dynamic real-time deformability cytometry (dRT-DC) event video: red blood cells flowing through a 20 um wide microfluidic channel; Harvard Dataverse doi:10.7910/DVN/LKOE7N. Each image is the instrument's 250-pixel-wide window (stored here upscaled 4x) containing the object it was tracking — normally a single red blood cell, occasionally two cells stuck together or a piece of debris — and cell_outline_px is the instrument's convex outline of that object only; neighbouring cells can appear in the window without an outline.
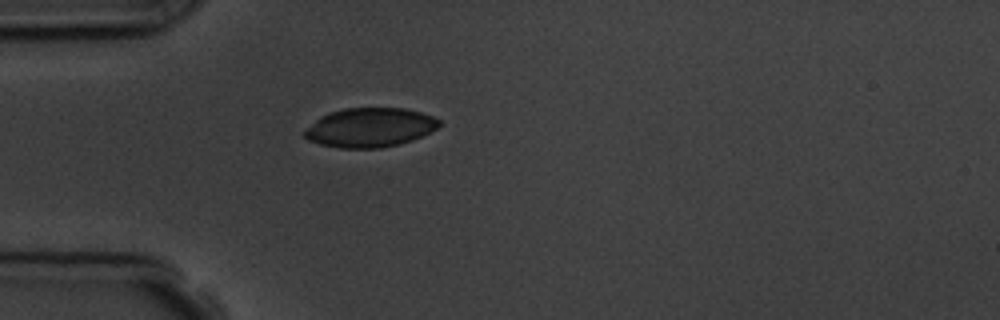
{"species": "common noctule bat (a hibernating species)", "species_latin": "Nyctalus noctula", "temperature_condition": "room temperature", "stored_images_in_passage": 1, "camera_frame_rate_fps": 3000, "um_per_image_px": 0.085, "animal": {"sex": "male", "body_mass_g": 19.5, "forearm_length_mm": 54.6}, "frame": {"image": 1, "passage_image": 1, "time_ms": 0.0, "image_size_px": [1000, 320], "cell_outline_px": [[440, 124], [436, 128], [412, 140], [400, 144], [380, 148], [340, 148], [320, 144], [308, 140], [304, 136], [304, 132], [320, 116], [328, 112], [344, 108], [404, 108], [420, 112], [432, 116], [440, 120]], "centroid_in_image_um": [31.43, 10.84], "position_along_channel_um": 53.6, "area_um2": 30.58}}